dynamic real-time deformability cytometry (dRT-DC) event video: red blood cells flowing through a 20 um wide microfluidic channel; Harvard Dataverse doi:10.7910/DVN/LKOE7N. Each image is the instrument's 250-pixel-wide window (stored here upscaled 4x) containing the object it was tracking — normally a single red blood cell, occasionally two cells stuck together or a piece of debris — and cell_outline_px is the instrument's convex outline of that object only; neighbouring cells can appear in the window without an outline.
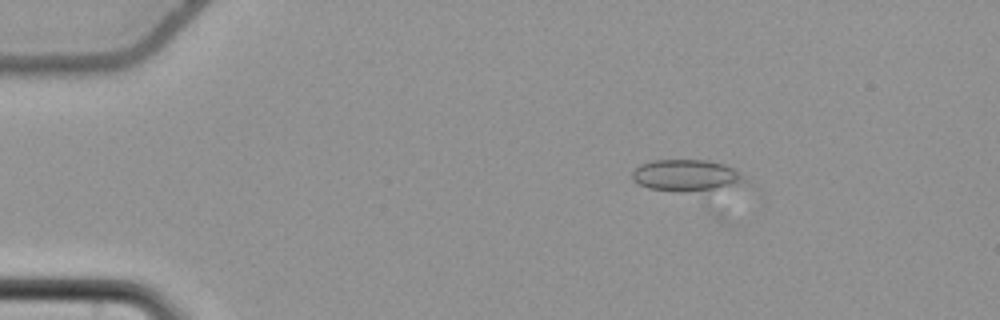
{"species": "common noctule bat (a hibernating species)", "species_latin": "Nyctalus noctula", "temperature_condition": "cold", "stored_images_in_passage": 17, "camera_frame_rate_fps": 3000, "um_per_image_px": 0.085, "animal": {"sex": "female", "body_mass_g": 22.7, "forearm_length_mm": 54.2}, "frame": {"image": 1, "passage_image": 12, "time_ms": 3.667, "image_size_px": [1000, 320], "cell_outline_px": [[748, 184], [728, 220], [720, 220], [648, 188], [632, 180], [632, 172], [640, 164], [652, 160], [708, 160], [724, 164], [732, 168]], "centroid_in_image_um": [59.03, 15.66], "position_along_channel_um": 26.0, "area_um2": 32.14}}